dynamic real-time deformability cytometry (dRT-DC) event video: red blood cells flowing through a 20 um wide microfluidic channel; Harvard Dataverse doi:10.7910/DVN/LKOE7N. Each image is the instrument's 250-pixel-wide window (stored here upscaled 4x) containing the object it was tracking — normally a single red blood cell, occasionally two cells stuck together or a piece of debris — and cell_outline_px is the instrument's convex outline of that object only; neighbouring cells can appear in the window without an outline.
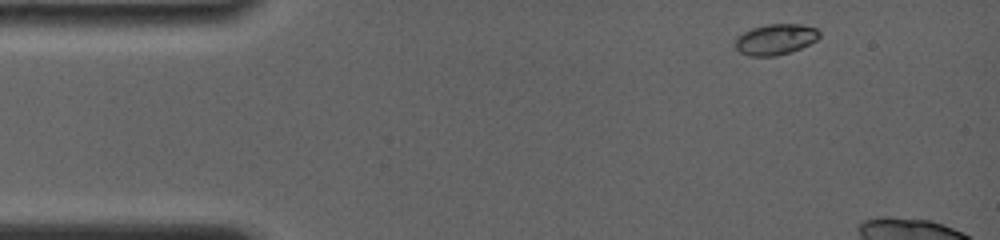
{"species": "common noctule bat (a hibernating species)", "species_latin": "Nyctalus noctula", "temperature_condition": "room temperature", "stored_images_in_passage": 6, "camera_frame_rate_fps": 4000, "um_per_image_px": 0.085, "animal": {"sex": "female", "body_mass_g": 19.0, "forearm_length_mm": 56.7}, "frame": {"image": 1, "passage_image": 1, "time_ms": 0.0, "image_size_px": [1000, 240], "cell_outline_px": [[820, 36], [816, 40], [792, 52], [776, 56], [748, 56], [740, 52], [736, 48], [736, 36], [752, 28], [768, 24], [800, 24], [816, 28], [820, 32]], "centroid_in_image_um": [65.92, 3.35], "position_along_channel_um": 19.1, "area_um2": 15.09}}